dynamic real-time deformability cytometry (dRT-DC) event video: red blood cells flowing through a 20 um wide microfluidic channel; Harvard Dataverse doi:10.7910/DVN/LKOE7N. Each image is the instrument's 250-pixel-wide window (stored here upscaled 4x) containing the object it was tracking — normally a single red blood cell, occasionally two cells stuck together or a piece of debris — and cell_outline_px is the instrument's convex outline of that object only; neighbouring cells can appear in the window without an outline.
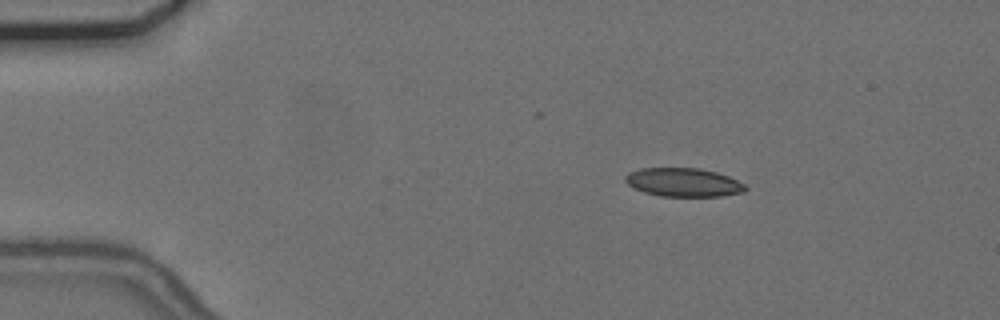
{"species": "common noctule bat (a hibernating species)", "species_latin": "Nyctalus noctula", "temperature_condition": "cold", "stored_images_in_passage": 48, "camera_frame_rate_fps": 3000, "um_per_image_px": 0.085, "animal": {"sex": "female", "body_mass_g": 24.6, "forearm_length_mm": 56.2}, "frame": {"image": 1, "passage_image": 1, "time_ms": 0.0, "image_size_px": [1000, 320], "cell_outline_px": [[748, 188], [744, 192], [720, 196], [660, 196], [644, 192], [628, 184], [624, 180], [624, 176], [628, 172], [640, 168], [700, 168], [716, 172], [728, 176], [744, 184]], "centroid_in_image_um": [58.08, 15.49], "position_along_channel_um": 26.9, "area_um2": 20.0}}
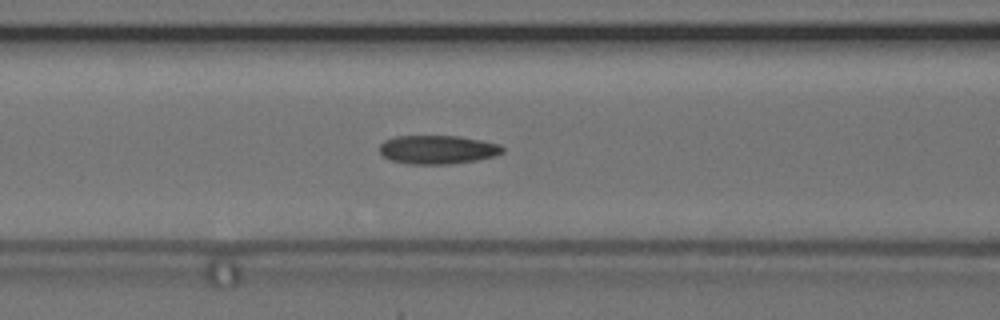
{"frame": {"image": 2, "passage_image": 15, "time_ms": 4.667, "image_size_px": [1000, 320], "cell_outline_px": [[504, 152], [496, 156], [476, 160], [448, 164], [408, 164], [392, 160], [384, 156], [380, 152], [380, 144], [384, 140], [396, 136], [460, 136], [500, 144], [504, 148]], "centroid_in_image_um": [37.22, 12.71], "position_along_channel_um": 129.4, "area_um2": 20.58}}
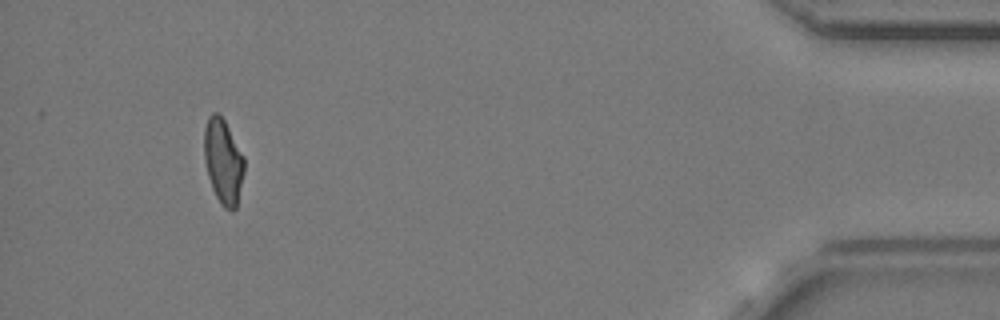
{"frame": {"image": 3, "passage_image": 44, "time_ms": 14.333, "image_size_px": [1000, 320], "cell_outline_px": [[244, 172], [236, 208], [232, 212], [224, 208], [220, 204], [212, 188], [208, 176], [204, 160], [204, 128], [208, 116], [212, 112], [216, 112], [224, 120], [244, 156]], "centroid_in_image_um": [18.96, 13.73], "position_along_channel_um": 416.2, "area_um2": 19.88}, "authors_computed_cell_mechanics": {"area_um2": 20.4612, "velocity_mm_per_s": 3.6778, "shape_relaxation_time_tau1_ms": null, "shape_relaxation_time_tau2_ms": 2.8048, "deformation_change_tau1": null, "deformation_change_tau2": 0.0901}}